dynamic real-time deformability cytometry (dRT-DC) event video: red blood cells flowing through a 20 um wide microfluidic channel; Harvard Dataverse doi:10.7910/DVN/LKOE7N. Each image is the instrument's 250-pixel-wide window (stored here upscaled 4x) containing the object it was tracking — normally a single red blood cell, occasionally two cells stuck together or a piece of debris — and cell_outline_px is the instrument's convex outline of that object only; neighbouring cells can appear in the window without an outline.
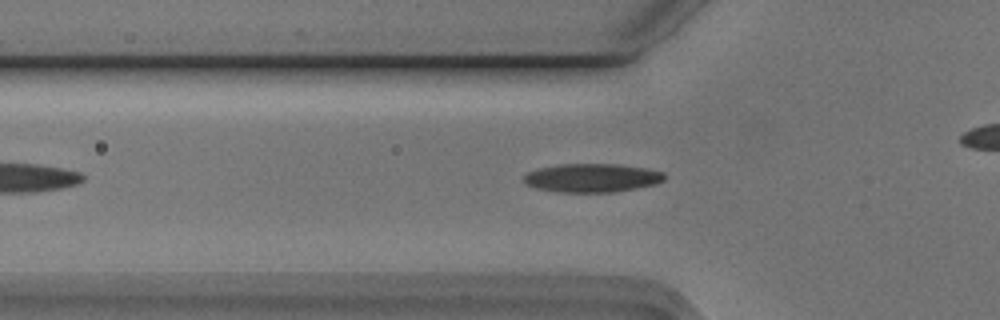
{"species": "Egyptian fruit bat (a non-hibernating species)", "species_latin": "Rousettus aegyptiacus", "temperature_condition": "cold", "stored_images_in_passage": 35, "camera_frame_rate_fps": 3000, "um_per_image_px": 0.085, "animal": {"sex": "male"}, "frame": {"image": 1, "passage_image": 9, "time_ms": 2.667, "image_size_px": [1000, 320], "cell_outline_px": [[664, 180], [656, 184], [616, 192], [556, 192], [536, 188], [524, 184], [524, 176], [528, 172], [540, 168], [560, 164], [616, 164], [648, 168], [664, 172]], "centroid_in_image_um": [50.33, 15.12], "position_along_channel_um": 75.5, "area_um2": 23.52}}
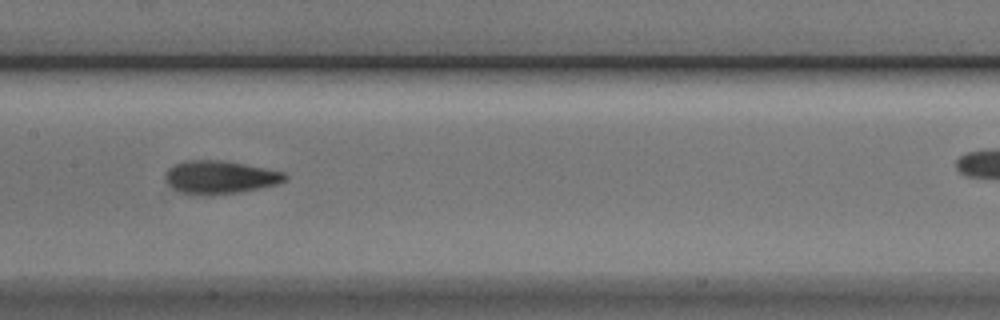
{"frame": {"image": 2, "passage_image": 18, "time_ms": 5.667, "image_size_px": [1000, 320], "cell_outline_px": [[288, 176], [284, 180], [276, 184], [260, 188], [240, 192], [180, 192], [172, 188], [164, 180], [164, 172], [168, 168], [176, 164], [188, 160], [224, 160], [284, 172]], "centroid_in_image_um": [18.68, 15.02], "position_along_channel_um": 188.7, "area_um2": 22.31}}
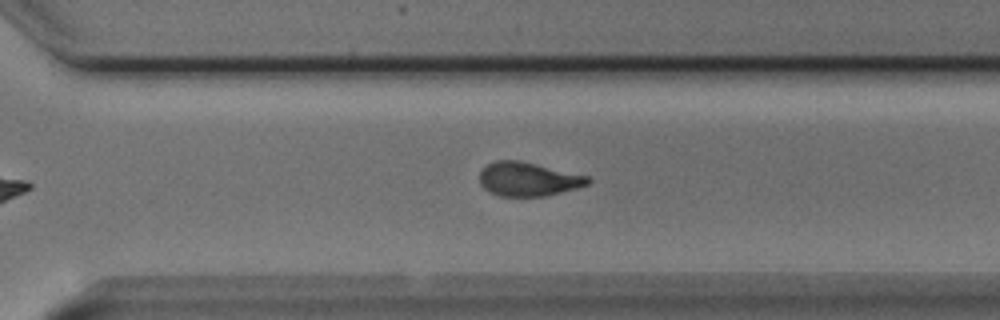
{"frame": {"image": 3, "passage_image": 29, "time_ms": 9.333, "image_size_px": [1000, 320], "cell_outline_px": [[592, 180], [588, 184], [576, 188], [544, 196], [500, 196], [488, 192], [480, 184], [480, 172], [488, 164], [496, 160], [520, 160], [588, 176]], "centroid_in_image_um": [44.88, 15.22], "position_along_channel_um": 325.7, "area_um2": 21.27}}